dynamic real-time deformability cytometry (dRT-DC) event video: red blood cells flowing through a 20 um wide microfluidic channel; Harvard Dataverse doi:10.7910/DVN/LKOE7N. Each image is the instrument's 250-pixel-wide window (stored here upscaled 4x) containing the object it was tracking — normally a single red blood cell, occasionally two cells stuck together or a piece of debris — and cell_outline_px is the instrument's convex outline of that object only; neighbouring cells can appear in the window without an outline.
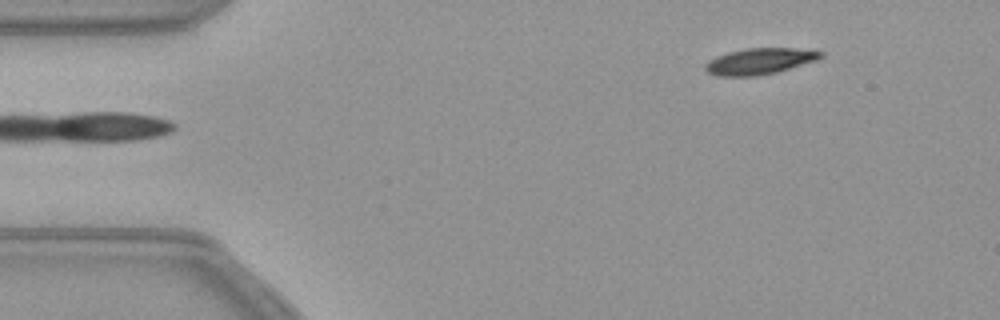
{"species": "common noctule bat (a hibernating species)", "species_latin": "Nyctalus noctula", "temperature_condition": "warm", "stored_images_in_passage": 49, "camera_frame_rate_fps": 3000, "um_per_image_px": 0.085, "animal": {"sex": "female", "body_mass_g": 21.9}, "frame": {"image": 1, "passage_image": 1, "time_ms": 0.0, "image_size_px": [1000, 320], "cell_outline_px": [[824, 56], [816, 60], [776, 72], [756, 76], [716, 76], [708, 72], [704, 68], [704, 64], [708, 60], [716, 56], [728, 52], [744, 48], [796, 48], [824, 52]], "centroid_in_image_um": [64.53, 5.2], "position_along_channel_um": 20.5, "area_um2": 17.63}}
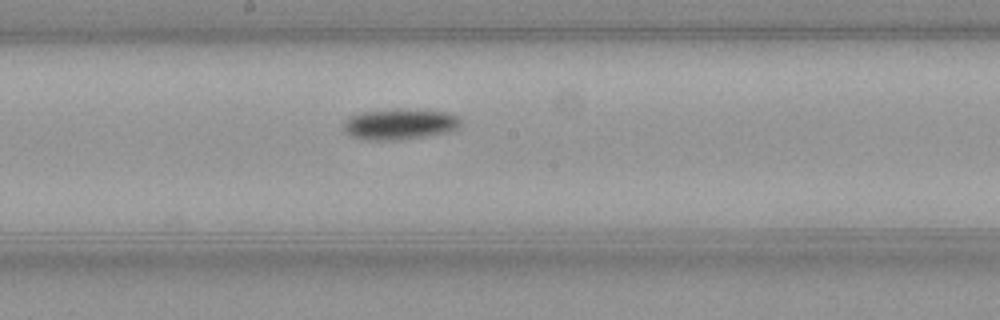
{"frame": {"image": 2, "passage_image": 23, "time_ms": 7.333, "image_size_px": [1000, 320], "cell_outline_px": [[460, 124], [456, 128], [444, 132], [424, 136], [400, 140], [368, 140], [348, 136], [344, 132], [344, 120], [352, 116], [364, 112], [396, 108], [448, 112], [456, 116], [460, 120]], "centroid_in_image_um": [33.91, 10.55], "position_along_channel_um": 214.3, "area_um2": 20.92}}
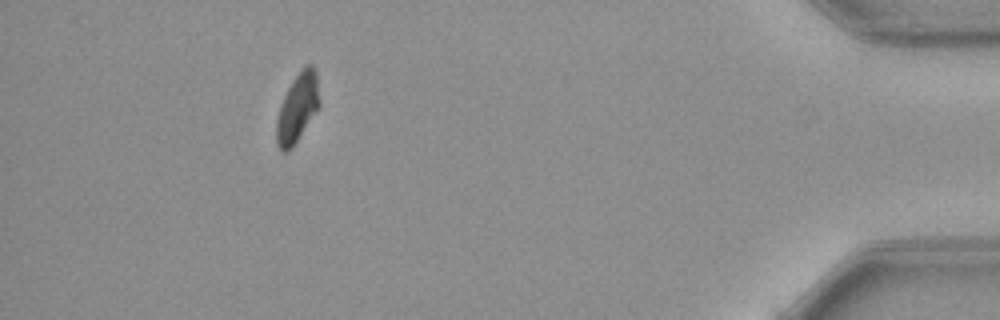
{"frame": {"image": 3, "passage_image": 44, "time_ms": 14.333, "image_size_px": [1000, 320], "cell_outline_px": [[320, 104], [292, 148], [288, 152], [280, 152], [276, 144], [276, 120], [280, 104], [292, 80], [304, 64], [312, 64], [316, 72], [320, 100]], "centroid_in_image_um": [25.26, 9.16], "position_along_channel_um": 409.9, "area_um2": 17.28}}